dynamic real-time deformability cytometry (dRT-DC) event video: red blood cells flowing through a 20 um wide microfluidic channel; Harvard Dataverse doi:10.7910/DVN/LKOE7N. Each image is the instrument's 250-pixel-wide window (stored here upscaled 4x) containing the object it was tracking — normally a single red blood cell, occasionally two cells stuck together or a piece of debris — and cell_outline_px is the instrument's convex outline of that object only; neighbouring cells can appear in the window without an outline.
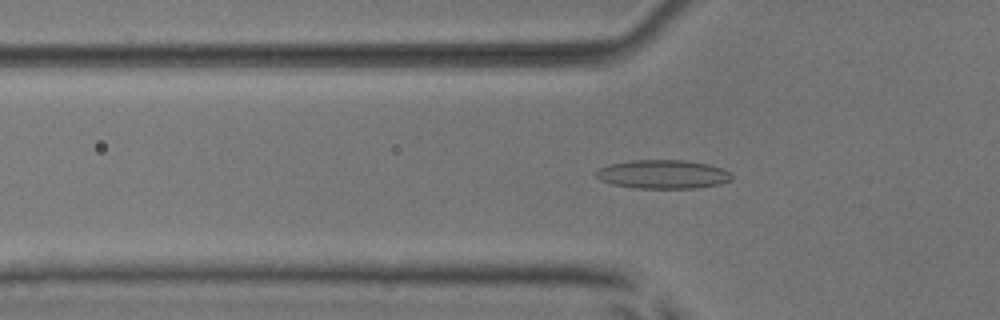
{"species": "common noctule bat (a hibernating species)", "species_latin": "Nyctalus noctula", "temperature_condition": "room temperature", "stored_images_in_passage": 52, "camera_frame_rate_fps": 3000, "um_per_image_px": 0.085, "animal": {"sex": "male", "body_mass_g": 17.9, "forearm_length_mm": 54.2}, "frame": {"image": 1, "passage_image": 17, "time_ms": 5.333, "image_size_px": [1000, 320], "cell_outline_px": [[732, 180], [720, 184], [696, 188], [636, 188], [612, 184], [600, 180], [596, 176], [596, 168], [608, 164], [628, 160], [684, 160], [708, 164], [724, 168], [732, 172]], "centroid_in_image_um": [56.35, 14.8], "position_along_channel_um": 69.4, "area_um2": 23.06}}
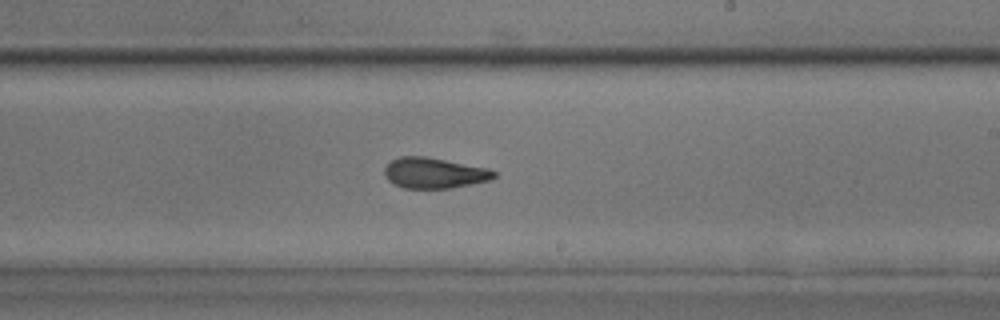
{"frame": {"image": 2, "passage_image": 31, "time_ms": 10.0, "image_size_px": [1000, 320], "cell_outline_px": [[496, 176], [492, 180], [452, 188], [404, 188], [392, 184], [384, 176], [384, 168], [392, 160], [400, 156], [424, 156], [488, 168], [496, 172]], "centroid_in_image_um": [36.9, 14.71], "position_along_channel_um": 252.1, "area_um2": 19.65}}
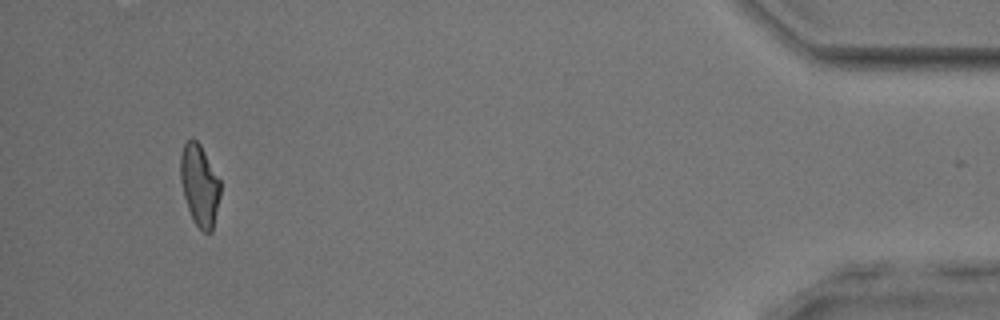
{"frame": {"image": 3, "passage_image": 49, "time_ms": 16.0, "image_size_px": [1000, 320], "cell_outline_px": [[220, 196], [212, 232], [204, 232], [192, 220], [184, 196], [180, 180], [180, 156], [184, 144], [192, 136], [200, 144], [220, 180]], "centroid_in_image_um": [16.95, 15.73], "position_along_channel_um": 418.2, "area_um2": 18.9}, "authors_computed_cell_mechanics": {"area_um2": 19.6809, "velocity_mm_per_s": 3.9265, "shape_relaxation_time_tau1_ms": null, "shape_relaxation_time_tau2_ms": 2.577, "deformation_change_tau1": null, "deformation_change_tau2": 0.1044}}